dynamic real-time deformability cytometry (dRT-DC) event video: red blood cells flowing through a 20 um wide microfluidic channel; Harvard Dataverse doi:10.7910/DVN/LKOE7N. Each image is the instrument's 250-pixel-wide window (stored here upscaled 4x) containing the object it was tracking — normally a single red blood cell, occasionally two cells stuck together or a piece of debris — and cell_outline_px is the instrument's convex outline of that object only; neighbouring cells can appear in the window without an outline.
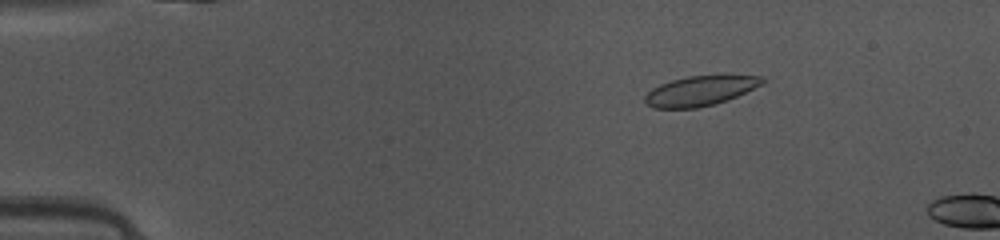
{"species": "common noctule bat (a hibernating species)", "species_latin": "Nyctalus noctula", "temperature_condition": "warm", "stored_images_in_passage": 11, "camera_frame_rate_fps": 3000, "um_per_image_px": 0.085, "animal": {"sex": "female", "body_mass_g": 10.0, "forearm_length_mm": 53.1}, "frame": {"image": 1, "passage_image": 8, "time_ms": 2.333, "image_size_px": [1000, 240], "cell_outline_px": [[764, 84], [728, 100], [696, 108], [652, 108], [644, 100], [644, 96], [652, 88], [660, 84], [672, 80], [688, 76], [764, 76]], "centroid_in_image_um": [59.5, 7.73], "position_along_channel_um": 25.5, "area_um2": 20.17}}